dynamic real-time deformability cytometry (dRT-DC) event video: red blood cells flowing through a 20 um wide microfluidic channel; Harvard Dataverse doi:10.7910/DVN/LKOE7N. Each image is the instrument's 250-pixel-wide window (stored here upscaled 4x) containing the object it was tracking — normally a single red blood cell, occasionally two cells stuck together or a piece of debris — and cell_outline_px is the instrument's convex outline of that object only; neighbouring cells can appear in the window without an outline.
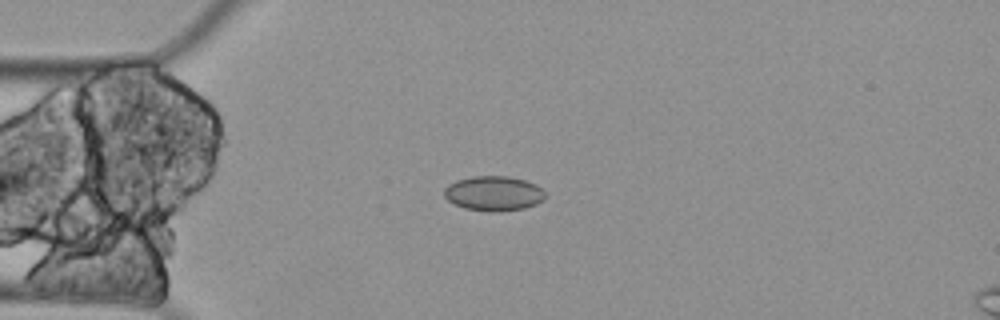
{"species": "Egyptian fruit bat (a non-hibernating species)", "species_latin": "Rousettus aegyptiacus", "temperature_condition": "cold", "stored_images_in_passage": 13, "camera_frame_rate_fps": 3000, "um_per_image_px": 0.085, "animal": {"sex": "female"}, "frame": {"image": 1, "passage_image": 9, "time_ms": 2.667, "image_size_px": [1000, 320], "cell_outline_px": [[544, 200], [536, 204], [524, 208], [500, 212], [488, 212], [464, 208], [448, 200], [444, 196], [444, 188], [448, 184], [456, 180], [472, 176], [508, 176], [524, 180], [536, 184], [544, 192]], "centroid_in_image_um": [41.95, 16.44], "position_along_channel_um": 43.1, "area_um2": 20.58}}